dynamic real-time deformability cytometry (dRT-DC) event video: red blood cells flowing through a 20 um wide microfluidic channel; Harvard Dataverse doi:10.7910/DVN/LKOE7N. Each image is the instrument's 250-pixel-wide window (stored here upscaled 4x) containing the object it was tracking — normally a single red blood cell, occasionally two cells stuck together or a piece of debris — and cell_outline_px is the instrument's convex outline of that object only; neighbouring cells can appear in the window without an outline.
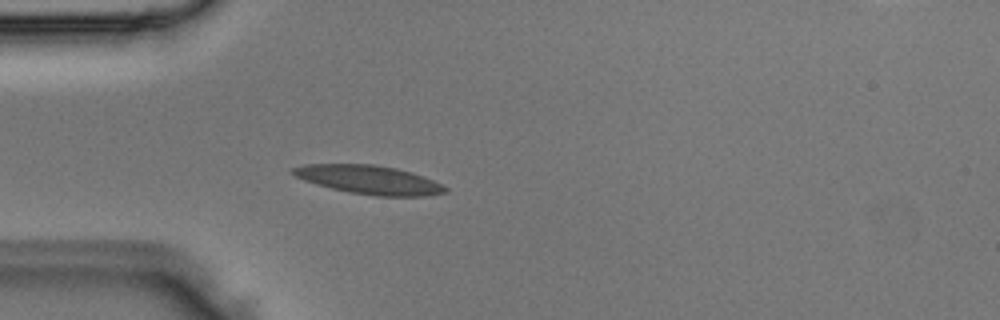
{"species": "Egyptian fruit bat (a non-hibernating species)", "species_latin": "Rousettus aegyptiacus", "temperature_condition": "room temperature", "stored_images_in_passage": 3, "camera_frame_rate_fps": 3000, "um_per_image_px": 0.085, "animal": {"sex": "male"}, "frame": {"image": 1, "passage_image": 3, "time_ms": 0.667, "image_size_px": [1000, 320], "cell_outline_px": [[448, 192], [428, 196], [376, 196], [348, 192], [316, 184], [304, 180], [288, 172], [288, 168], [304, 164], [376, 164], [396, 168], [412, 172], [424, 176], [448, 188]], "centroid_in_image_um": [31.34, 15.27], "position_along_channel_um": 53.7, "area_um2": 25.72}}